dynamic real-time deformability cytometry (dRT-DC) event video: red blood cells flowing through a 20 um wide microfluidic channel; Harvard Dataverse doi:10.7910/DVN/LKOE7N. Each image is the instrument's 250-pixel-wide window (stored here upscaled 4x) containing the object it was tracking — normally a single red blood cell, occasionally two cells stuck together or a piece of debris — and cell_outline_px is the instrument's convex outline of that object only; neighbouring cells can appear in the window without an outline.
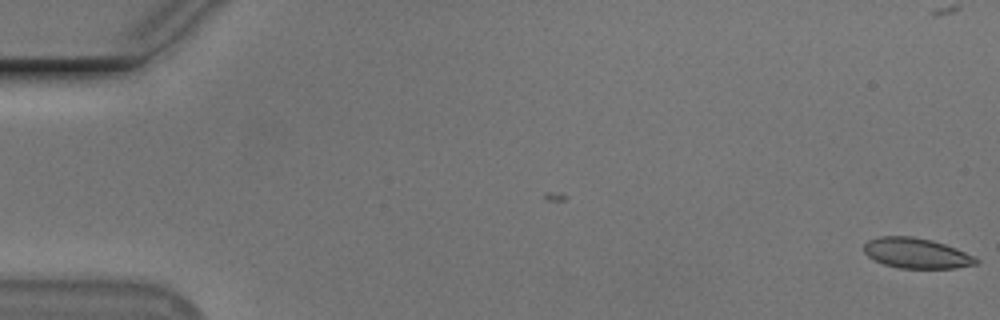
{"species": "Egyptian fruit bat (a non-hibernating species)", "species_latin": "Rousettus aegyptiacus", "temperature_condition": "cold", "stored_images_in_passage": 2, "camera_frame_rate_fps": 3000, "um_per_image_px": 0.085, "animal": {"sex": "male"}, "frame": {"image": 1, "passage_image": 2, "time_ms": 1.0, "image_size_px": [1000, 320], "cell_outline_px": [[980, 260], [976, 264], [956, 268], [900, 268], [884, 264], [868, 256], [864, 252], [864, 244], [868, 240], [880, 236], [912, 236], [932, 240], [956, 248]], "centroid_in_image_um": [77.88, 21.51], "position_along_channel_um": 7.1, "area_um2": 19.65}}